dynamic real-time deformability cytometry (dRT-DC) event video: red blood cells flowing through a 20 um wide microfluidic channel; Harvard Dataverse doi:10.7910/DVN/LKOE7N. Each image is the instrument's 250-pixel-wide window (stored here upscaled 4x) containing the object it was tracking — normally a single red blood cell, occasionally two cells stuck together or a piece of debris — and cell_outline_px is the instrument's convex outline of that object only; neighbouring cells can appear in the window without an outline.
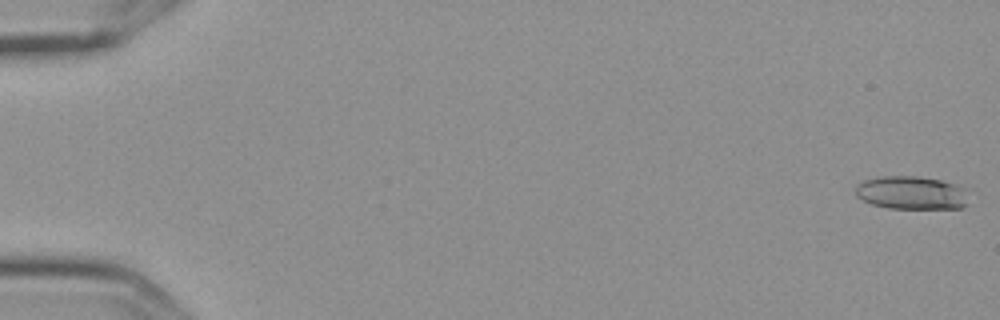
{"species": "Egyptian fruit bat (a non-hibernating species)", "species_latin": "Rousettus aegyptiacus", "temperature_condition": "cold", "stored_images_in_passage": 6, "camera_frame_rate_fps": 3000, "um_per_image_px": 0.085, "frame": {"image": 1, "passage_image": 1, "time_ms": 0.0, "image_size_px": [1000, 320], "cell_outline_px": [[964, 204], [960, 208], [888, 208], [872, 204], [856, 196], [856, 184], [864, 180], [880, 176], [916, 176], [940, 180], [964, 188]], "centroid_in_image_um": [77.38, 16.38], "position_along_channel_um": 7.6, "area_um2": 21.44}}